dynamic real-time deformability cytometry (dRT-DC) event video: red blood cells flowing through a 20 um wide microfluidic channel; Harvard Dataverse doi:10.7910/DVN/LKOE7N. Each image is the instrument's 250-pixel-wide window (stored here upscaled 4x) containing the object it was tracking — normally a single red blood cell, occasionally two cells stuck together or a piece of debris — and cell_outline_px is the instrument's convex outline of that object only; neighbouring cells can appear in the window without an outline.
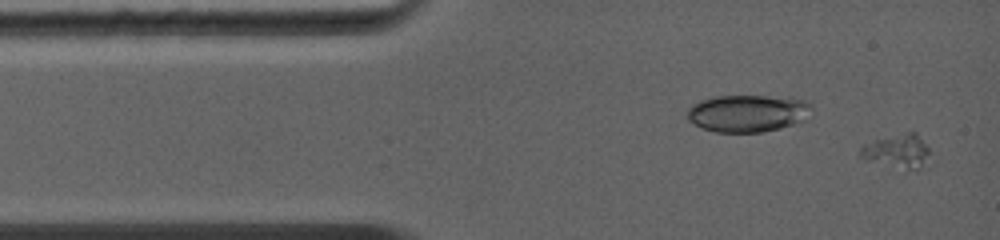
{"species": "common noctule bat (a hibernating species)", "species_latin": "Nyctalus noctula", "temperature_condition": "warm", "stored_images_in_passage": 2, "segment_of_instrument_passage": [2, 2], "camera_frame_rate_fps": 5000, "um_per_image_px": 0.085, "animal": {"sex": "female", "body_mass_g": 19.0, "forearm_length_mm": 56.7}, "frame": {"image": 1, "passage_image": 2, "time_ms": 0.8, "image_size_px": [1000, 240], "cell_outline_px": [[928, 168], [908, 168], [868, 160], [860, 156], [860, 148], [864, 144], [876, 140], [908, 132], [916, 132], [928, 148]], "centroid_in_image_um": [76.33, 12.84], "position_along_channel_um": 8.7, "area_um2": 13.06}}